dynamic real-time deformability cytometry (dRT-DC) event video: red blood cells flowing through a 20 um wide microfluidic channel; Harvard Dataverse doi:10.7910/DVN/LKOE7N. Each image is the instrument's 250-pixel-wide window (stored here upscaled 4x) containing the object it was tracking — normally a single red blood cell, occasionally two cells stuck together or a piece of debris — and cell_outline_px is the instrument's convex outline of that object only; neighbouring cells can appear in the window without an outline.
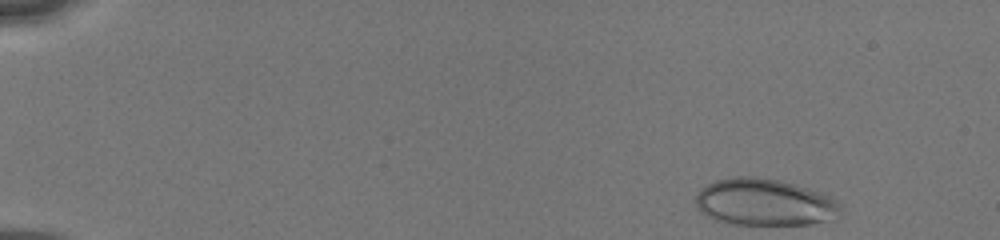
{"species": "human", "species_latin": "Homo sapiens", "temperature_condition": "cold", "stored_images_in_passage": 11, "camera_frame_rate_fps": 3000, "um_per_image_px": 0.085, "donor": {"sex": "male"}, "frame": {"image": 1, "passage_image": 1, "time_ms": 0.0, "image_size_px": [1000, 240], "cell_outline_px": [[840, 208], [832, 220], [812, 224], [728, 224], [716, 220], [700, 212], [696, 208], [696, 196], [700, 188], [716, 180], [736, 176], [752, 176], [780, 180], [808, 188], [832, 196], [840, 204]], "centroid_in_image_um": [64.96, 17.19], "position_along_channel_um": 20.0, "area_um2": 39.71}}
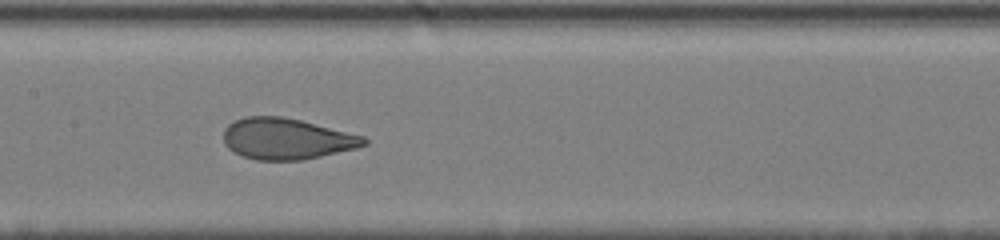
{"frame": {"image": 2, "passage_image": 10, "time_ms": 7.333, "image_size_px": [1000, 240], "cell_outline_px": [[368, 144], [356, 148], [304, 160], [256, 160], [240, 156], [232, 152], [224, 144], [224, 128], [228, 124], [244, 116], [280, 116], [300, 120], [364, 136], [368, 140]], "centroid_in_image_um": [24.33, 11.8], "position_along_channel_um": 183.1, "area_um2": 33.81}}